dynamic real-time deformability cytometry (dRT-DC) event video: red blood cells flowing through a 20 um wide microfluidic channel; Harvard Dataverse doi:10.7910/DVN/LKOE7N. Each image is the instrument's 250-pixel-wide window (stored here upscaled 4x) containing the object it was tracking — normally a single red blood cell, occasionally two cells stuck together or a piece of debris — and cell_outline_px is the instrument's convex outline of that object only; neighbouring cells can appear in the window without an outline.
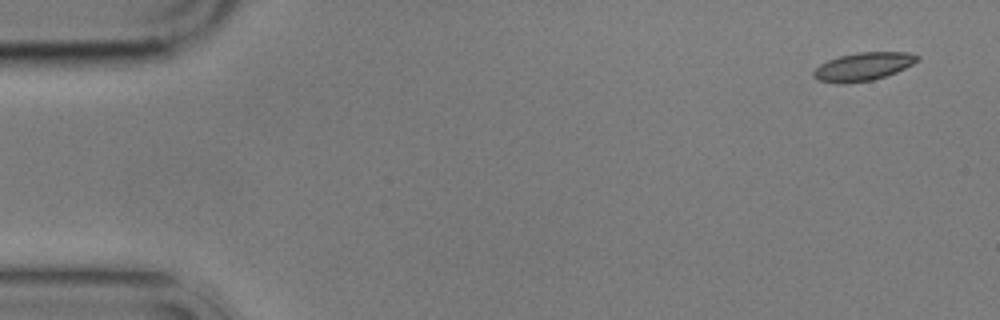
{"species": "common noctule bat (a hibernating species)", "species_latin": "Nyctalus noctula", "temperature_condition": "cold", "stored_images_in_passage": 4, "camera_frame_rate_fps": 3000, "um_per_image_px": 0.085, "animal": {"sex": "male", "body_mass_g": 17.9}, "frame": {"image": 1, "passage_image": 1, "time_ms": 0.0, "image_size_px": [1000, 320], "cell_outline_px": [[920, 60], [896, 72], [872, 80], [840, 84], [836, 84], [820, 80], [812, 76], [812, 72], [820, 64], [828, 60], [840, 56], [860, 52], [908, 52], [920, 56]], "centroid_in_image_um": [73.36, 5.66], "position_along_channel_um": 11.6, "area_um2": 16.94}}
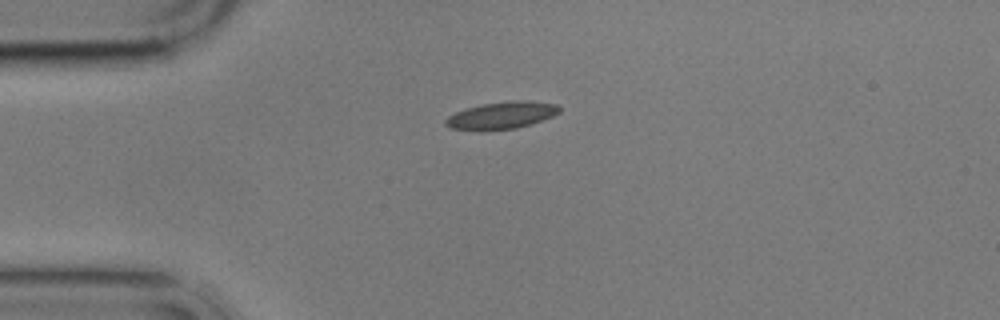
{"frame": {"image": 2, "passage_image": 4, "time_ms": 3.667, "image_size_px": [1000, 320], "cell_outline_px": [[560, 112], [552, 116], [532, 124], [516, 128], [484, 132], [480, 132], [448, 128], [444, 124], [444, 120], [448, 116], [464, 108], [484, 104], [512, 100], [524, 100], [556, 104], [560, 108]], "centroid_in_image_um": [42.57, 9.83], "position_along_channel_um": 42.4, "area_um2": 18.44}}